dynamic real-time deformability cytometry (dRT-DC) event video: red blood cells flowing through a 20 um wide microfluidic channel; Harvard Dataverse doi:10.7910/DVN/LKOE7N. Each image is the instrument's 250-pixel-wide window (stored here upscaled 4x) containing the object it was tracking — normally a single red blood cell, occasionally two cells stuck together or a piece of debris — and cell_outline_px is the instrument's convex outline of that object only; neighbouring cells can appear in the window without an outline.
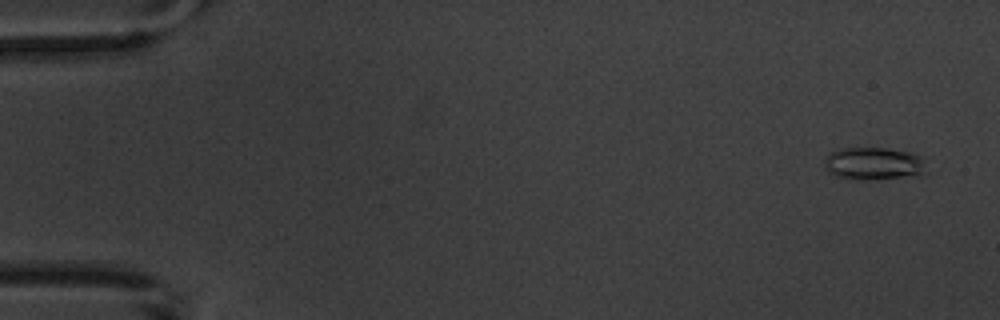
{"species": "common noctule bat (a hibernating species)", "species_latin": "Nyctalus noctula", "temperature_condition": "warm", "stored_images_in_passage": 5, "camera_frame_rate_fps": 3000, "um_per_image_px": 0.085, "animal": {"sex": "male", "body_mass_g": 20.1, "forearm_length_mm": 53.5}, "frame": {"image": 1, "passage_image": 1, "time_ms": 0.0, "image_size_px": [1000, 320], "cell_outline_px": [[932, 172], [924, 176], [876, 180], [848, 180], [836, 176], [828, 172], [824, 164], [824, 160], [828, 152], [840, 148], [884, 148], [908, 152], [924, 156]], "centroid_in_image_um": [74.39, 13.94], "position_along_channel_um": 10.6, "area_um2": 20.69}}